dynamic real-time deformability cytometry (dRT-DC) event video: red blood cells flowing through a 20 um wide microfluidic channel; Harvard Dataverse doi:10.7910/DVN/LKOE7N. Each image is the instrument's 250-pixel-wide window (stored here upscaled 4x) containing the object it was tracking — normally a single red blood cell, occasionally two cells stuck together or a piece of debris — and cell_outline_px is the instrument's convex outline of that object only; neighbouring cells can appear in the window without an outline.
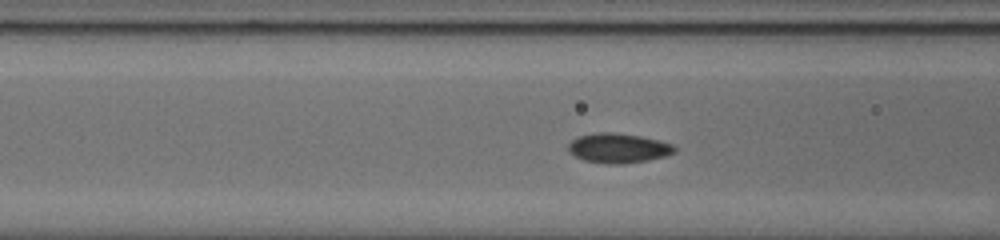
{"species": "common noctule bat (a hibernating species)", "species_latin": "Nyctalus noctula", "temperature_condition": "cold", "stored_images_in_passage": 38, "camera_frame_rate_fps": 3000, "um_per_image_px": 0.085, "animal": {"sex": "male", "body_mass_g": 20.0, "forearm_length_mm": 53.3}, "frame": {"image": 1, "passage_image": 15, "time_ms": 4.667, "image_size_px": [1000, 240], "cell_outline_px": [[676, 152], [664, 156], [648, 160], [624, 164], [604, 164], [584, 160], [568, 152], [568, 144], [572, 140], [580, 136], [600, 132], [612, 132], [640, 136], [672, 144], [676, 148]], "centroid_in_image_um": [52.54, 12.6], "position_along_channel_um": 114.1, "area_um2": 18.26}}
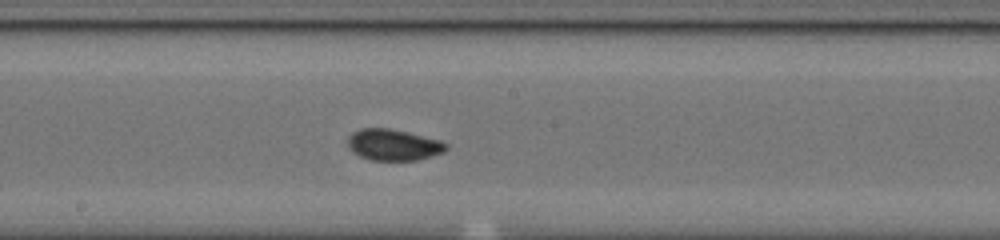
{"frame": {"image": 2, "passage_image": 23, "time_ms": 7.333, "image_size_px": [1000, 240], "cell_outline_px": [[448, 148], [444, 152], [432, 156], [416, 160], [368, 160], [352, 152], [348, 148], [348, 136], [352, 132], [360, 128], [388, 128], [408, 132], [440, 140], [448, 144]], "centroid_in_image_um": [33.42, 12.31], "position_along_channel_um": 214.8, "area_um2": 18.09}}
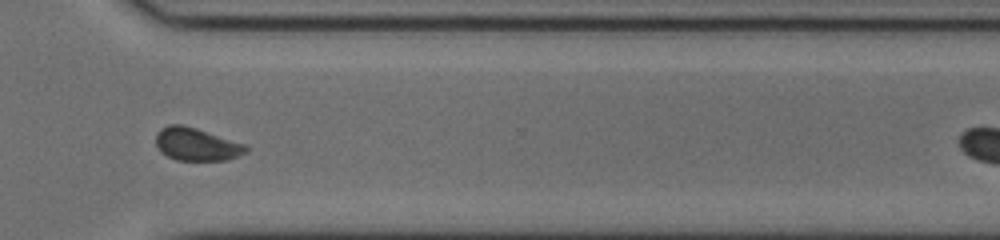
{"frame": {"image": 3, "passage_image": 34, "time_ms": 11.0, "image_size_px": [1000, 240], "cell_outline_px": [[248, 152], [228, 160], [176, 160], [160, 152], [156, 144], [156, 132], [160, 128], [168, 124], [180, 124], [196, 128], [244, 144], [248, 148]], "centroid_in_image_um": [16.67, 12.26], "position_along_channel_um": 353.9, "area_um2": 17.22}}